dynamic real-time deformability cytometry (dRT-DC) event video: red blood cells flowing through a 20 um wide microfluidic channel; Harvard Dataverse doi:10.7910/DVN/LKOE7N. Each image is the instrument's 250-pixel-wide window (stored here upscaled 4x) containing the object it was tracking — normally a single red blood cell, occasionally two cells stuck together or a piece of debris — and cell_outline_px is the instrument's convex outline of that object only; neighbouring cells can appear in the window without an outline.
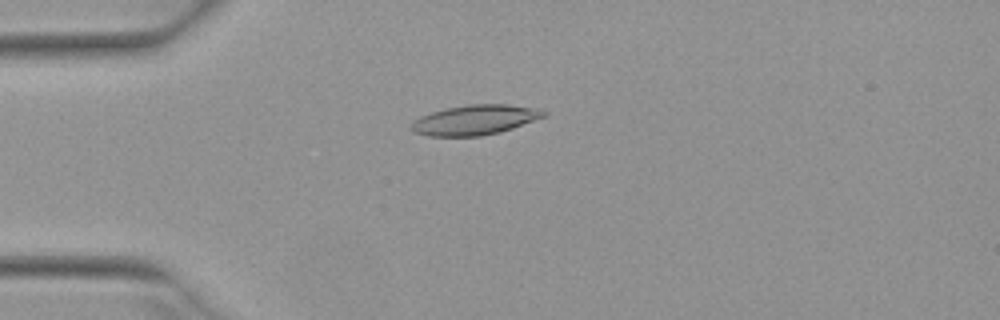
{"species": "Egyptian fruit bat (a non-hibernating species)", "species_latin": "Rousettus aegyptiacus", "temperature_condition": "warm", "stored_images_in_passage": 43, "camera_frame_rate_fps": 3000, "um_per_image_px": 0.085, "animal": {"sex": "female"}, "frame": {"image": 1, "passage_image": 5, "time_ms": 1.333, "image_size_px": [1000, 320], "cell_outline_px": [[548, 116], [500, 132], [480, 136], [428, 136], [412, 132], [408, 128], [412, 120], [420, 116], [432, 112], [448, 108], [468, 104], [508, 104], [540, 108], [548, 112]], "centroid_in_image_um": [40.38, 10.19], "position_along_channel_um": 44.6, "area_um2": 23.47}}
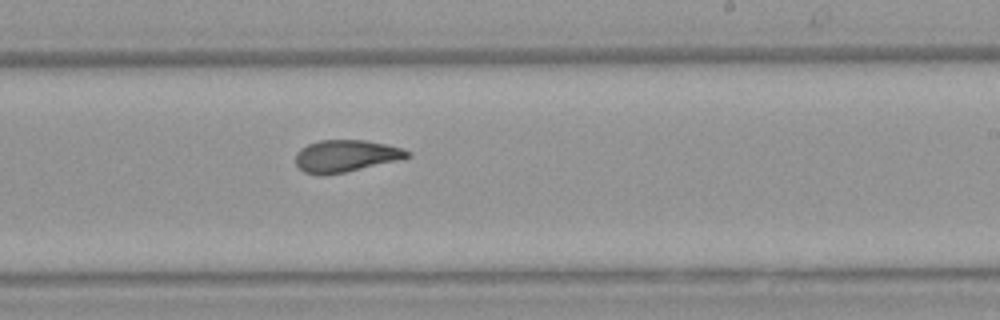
{"frame": {"image": 2, "passage_image": 23, "time_ms": 7.333, "image_size_px": [1000, 320], "cell_outline_px": [[412, 156], [400, 160], [344, 172], [324, 176], [320, 176], [304, 172], [296, 164], [296, 152], [300, 148], [308, 144], [320, 140], [364, 140], [388, 144], [404, 148], [412, 152]], "centroid_in_image_um": [29.42, 13.25], "position_along_channel_um": 259.6, "area_um2": 21.15}}
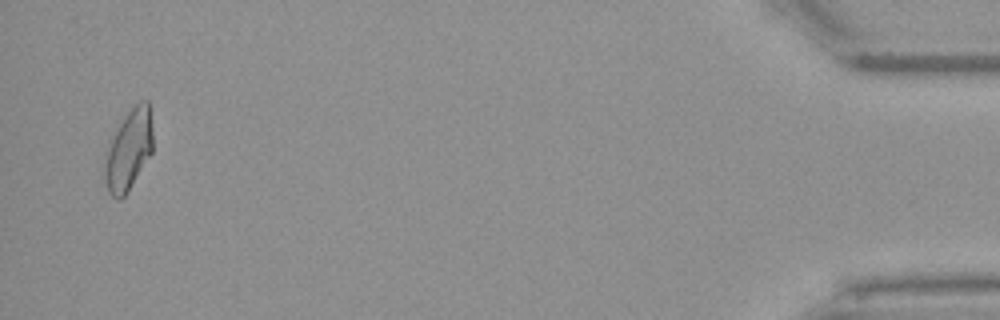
{"frame": {"image": 3, "passage_image": 42, "time_ms": 13.667, "image_size_px": [1000, 320], "cell_outline_px": [[152, 152], [128, 192], [120, 200], [116, 200], [108, 192], [104, 176], [104, 160], [108, 148], [116, 128], [124, 116], [140, 100], [148, 100], [152, 128]], "centroid_in_image_um": [10.93, 12.77], "position_along_channel_um": 424.3, "area_um2": 22.54}, "authors_computed_cell_mechanics": {"area_um2": 21.5594, "velocity_mm_per_s": 3.9389, "shape_relaxation_time_tau1_ms": 6.9156, "shape_relaxation_time_tau2_ms": 2.6642, "deformation_change_tau1": 0.2084, "deformation_change_tau2": 0.0999}}